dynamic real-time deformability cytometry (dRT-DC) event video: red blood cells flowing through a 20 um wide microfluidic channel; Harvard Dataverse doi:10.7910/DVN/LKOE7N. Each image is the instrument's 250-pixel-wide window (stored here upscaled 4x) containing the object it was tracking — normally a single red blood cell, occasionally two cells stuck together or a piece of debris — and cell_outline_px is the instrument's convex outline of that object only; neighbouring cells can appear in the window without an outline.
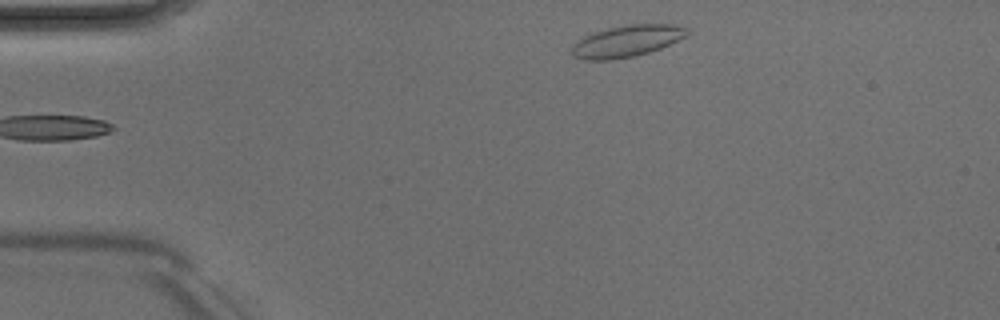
{"species": "Egyptian fruit bat (a non-hibernating species)", "species_latin": "Rousettus aegyptiacus", "temperature_condition": "room temperature", "stored_images_in_passage": 5, "camera_frame_rate_fps": 3000, "um_per_image_px": 0.085, "animal": {"sex": "male"}, "frame": {"image": 1, "passage_image": 5, "time_ms": 4.667, "image_size_px": [1000, 320], "cell_outline_px": [[692, 32], [660, 48], [648, 52], [632, 56], [612, 60], [584, 60], [572, 56], [572, 48], [576, 40], [584, 36], [608, 28], [628, 24], [676, 24], [688, 28]], "centroid_in_image_um": [53.27, 3.49], "position_along_channel_um": 31.7, "area_um2": 21.15}}